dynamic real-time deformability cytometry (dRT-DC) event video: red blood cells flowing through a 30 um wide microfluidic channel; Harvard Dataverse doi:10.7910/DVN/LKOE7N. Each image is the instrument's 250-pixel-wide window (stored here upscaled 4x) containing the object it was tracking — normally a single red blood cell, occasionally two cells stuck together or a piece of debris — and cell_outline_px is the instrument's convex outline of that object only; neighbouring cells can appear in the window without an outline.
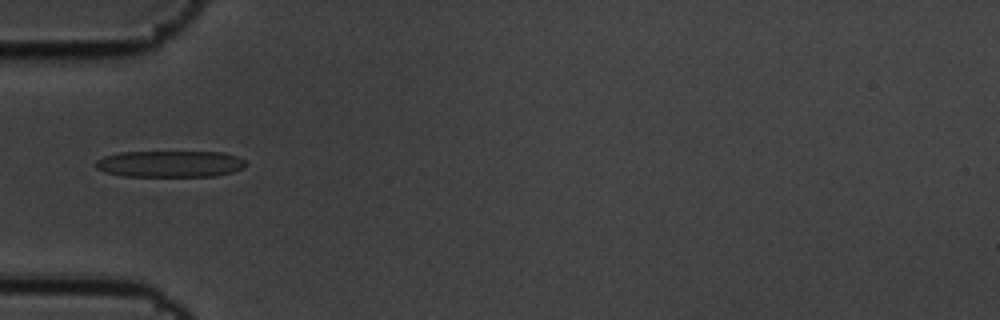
{"species": "common noctule bat (a hibernating species)", "species_latin": "Nyctalus noctula", "temperature_condition": "cold", "stored_images_in_passage": 32, "camera_frame_rate_fps": 3000, "um_per_image_px": 0.085, "animal": {"sex": "male", "body_mass_g": 19.5, "forearm_length_mm": 54.6}, "frame": {"image": 1, "passage_image": 1, "time_ms": 0.0, "image_size_px": [1000, 320], "cell_outline_px": [[248, 164], [244, 168], [232, 172], [212, 176], [124, 176], [104, 172], [96, 168], [96, 160], [104, 156], [120, 152], [224, 152], [236, 156], [244, 160]], "centroid_in_image_um": [14.46, 13.93], "position_along_channel_um": 70.5, "area_um2": 23.24}}
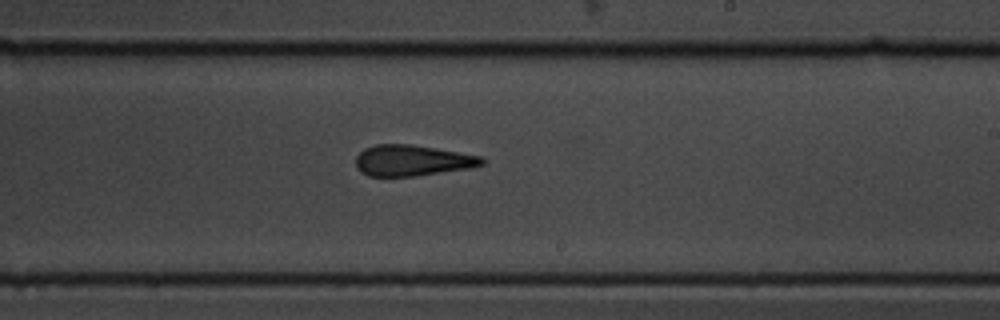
{"frame": {"image": 2, "passage_image": 17, "time_ms": 5.333, "image_size_px": [1000, 320], "cell_outline_px": [[484, 164], [468, 168], [412, 176], [368, 176], [360, 172], [356, 168], [356, 156], [364, 148], [376, 144], [412, 144], [484, 156]], "centroid_in_image_um": [35.02, 13.63], "position_along_channel_um": 254.0, "area_um2": 22.77}}
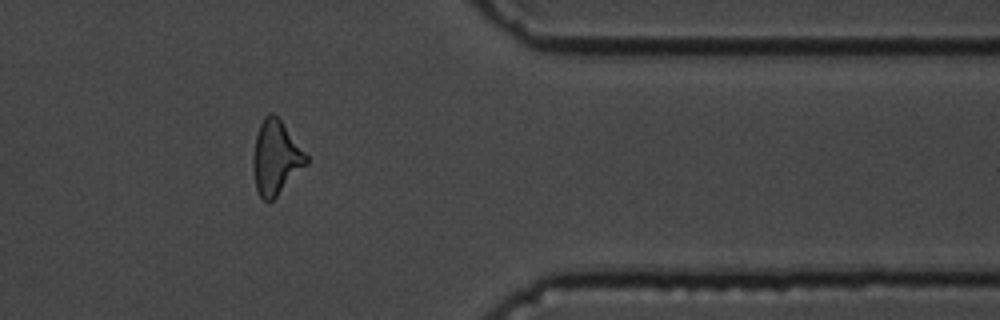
{"frame": {"image": 3, "passage_image": 30, "time_ms": 9.667, "image_size_px": [1000, 320], "cell_outline_px": [[308, 164], [272, 200], [264, 200], [260, 196], [256, 188], [252, 168], [252, 156], [256, 136], [260, 124], [264, 116], [268, 112], [272, 112], [280, 120], [308, 156]], "centroid_in_image_um": [23.43, 13.39], "position_along_channel_um": 388.0, "area_um2": 22.72}, "authors_computed_cell_mechanics": {"area_um2": 23.1778, "velocity_mm_per_s": 3.4432, "shape_relaxation_time_tau1_ms": 4.1833, "shape_relaxation_time_tau2_ms": 3.053, "deformation_change_tau1": 0.1563, "deformation_change_tau2": 0.1559}}